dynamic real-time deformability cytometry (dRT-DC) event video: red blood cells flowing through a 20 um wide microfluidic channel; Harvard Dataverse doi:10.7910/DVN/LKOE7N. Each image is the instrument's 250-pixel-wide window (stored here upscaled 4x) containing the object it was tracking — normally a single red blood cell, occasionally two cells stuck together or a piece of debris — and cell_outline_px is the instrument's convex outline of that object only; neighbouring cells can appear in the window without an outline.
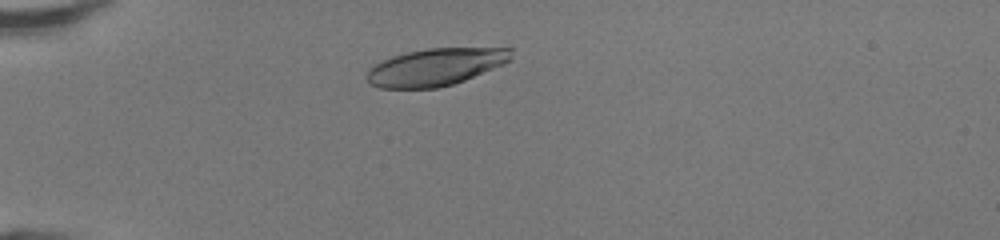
{"species": "human", "species_latin": "Homo sapiens", "temperature_condition": "room temperature", "stored_images_in_passage": 35, "camera_frame_rate_fps": 3000, "um_per_image_px": 0.085, "donor": {"sex": "female"}, "frame": {"image": 1, "passage_image": 1, "time_ms": 0.0, "image_size_px": [1000, 240], "cell_outline_px": [[512, 60], [504, 64], [464, 80], [452, 84], [436, 88], [380, 88], [372, 84], [368, 80], [368, 68], [392, 56], [408, 52], [428, 48], [512, 48]], "centroid_in_image_um": [37.05, 5.69], "position_along_channel_um": 47.9, "area_um2": 31.04}}
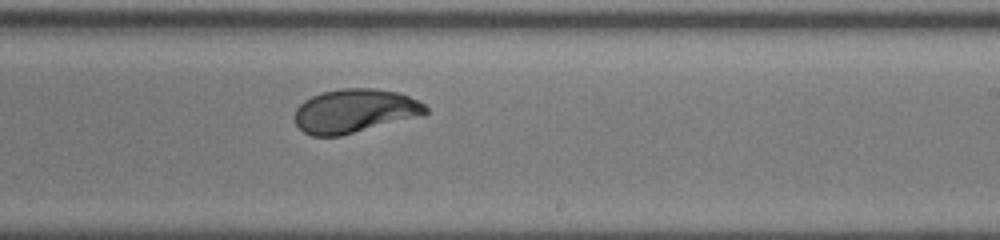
{"frame": {"image": 2, "passage_image": 18, "time_ms": 5.667, "image_size_px": [1000, 240], "cell_outline_px": [[428, 112], [424, 116], [340, 136], [312, 136], [304, 132], [296, 124], [296, 108], [304, 100], [312, 96], [324, 92], [340, 88], [372, 88], [396, 92], [408, 96], [424, 104], [428, 108]], "centroid_in_image_um": [30.18, 9.44], "position_along_channel_um": 258.8, "area_um2": 33.47}}
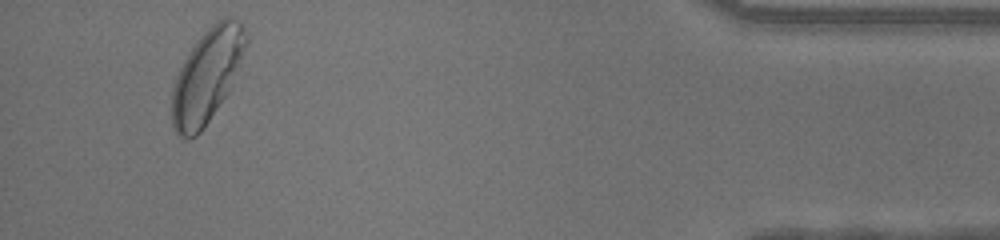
{"frame": {"image": 3, "passage_image": 33, "time_ms": 10.667, "image_size_px": [1000, 240], "cell_outline_px": [[248, 44], [228, 92], [204, 128], [196, 136], [188, 140], [180, 136], [176, 132], [172, 124], [172, 88], [176, 76], [184, 60], [200, 36], [212, 24], [224, 16], [232, 16], [244, 28], [248, 36]], "centroid_in_image_um": [17.6, 6.44], "position_along_channel_um": 417.6, "area_um2": 40.11}, "authors_computed_cell_mechanics": {"area_um2": 33.3506, "velocity_mm_per_s": 4.2778, "shape_relaxation_time_tau1_ms": 2.5972, "shape_relaxation_time_tau2_ms": null, "deformation_change_tau1": 0.1553, "deformation_change_tau2": null}}